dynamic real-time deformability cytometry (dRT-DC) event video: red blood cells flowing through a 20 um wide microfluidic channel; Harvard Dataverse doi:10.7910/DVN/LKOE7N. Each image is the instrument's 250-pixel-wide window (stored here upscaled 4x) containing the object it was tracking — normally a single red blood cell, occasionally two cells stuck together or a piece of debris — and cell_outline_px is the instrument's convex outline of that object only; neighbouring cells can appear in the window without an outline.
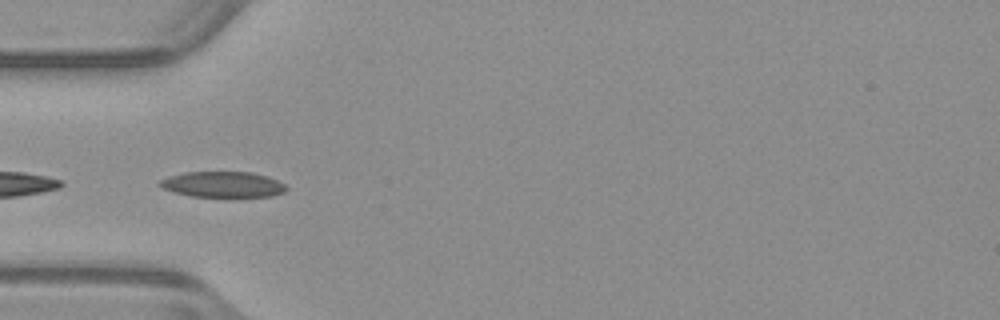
{"species": "common noctule bat (a hibernating species)", "species_latin": "Nyctalus noctula", "temperature_condition": "warm", "stored_images_in_passage": 7, "camera_frame_rate_fps": 3000, "um_per_image_px": 0.085, "animal": {"sex": "male", "body_mass_g": 23.1, "forearm_length_mm": 52.7}, "frame": {"image": 1, "passage_image": 3, "time_ms": 0.667, "image_size_px": [1000, 320], "cell_outline_px": [[288, 188], [284, 192], [272, 196], [232, 200], [228, 200], [192, 196], [176, 192], [164, 188], [156, 184], [160, 180], [168, 176], [184, 172], [252, 172], [268, 176], [284, 184]], "centroid_in_image_um": [18.98, 15.73], "position_along_channel_um": 66.0, "area_um2": 20.0}}